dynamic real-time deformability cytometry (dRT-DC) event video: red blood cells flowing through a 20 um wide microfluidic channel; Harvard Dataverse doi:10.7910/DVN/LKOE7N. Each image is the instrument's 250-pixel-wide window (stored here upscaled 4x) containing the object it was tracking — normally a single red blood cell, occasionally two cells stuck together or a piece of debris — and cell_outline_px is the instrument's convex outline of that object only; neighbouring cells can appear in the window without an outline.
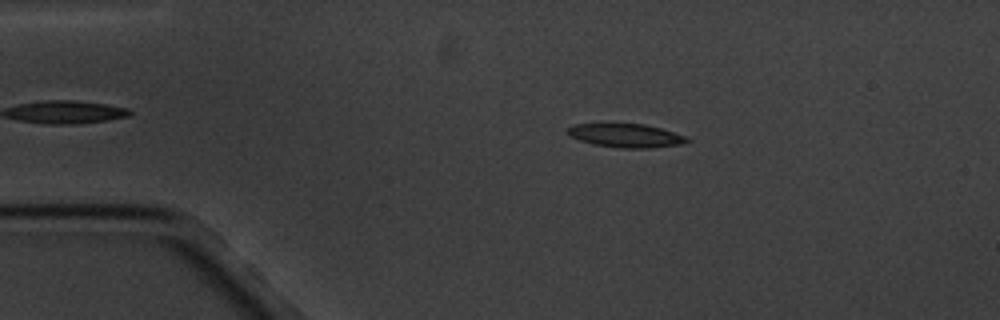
{"species": "common noctule bat (a hibernating species)", "species_latin": "Nyctalus noctula", "temperature_condition": "cold", "stored_images_in_passage": 16, "camera_frame_rate_fps": 3000, "um_per_image_px": 0.085, "animal": {"sex": "male", "body_mass_g": 20.1, "forearm_length_mm": 53.5}, "frame": {"image": 1, "passage_image": 3, "time_ms": 2.333, "image_size_px": [1000, 320], "cell_outline_px": [[692, 140], [680, 144], [652, 148], [624, 148], [592, 144], [580, 140], [564, 132], [572, 124], [608, 120], [644, 124], [660, 128], [688, 136]], "centroid_in_image_um": [53.13, 11.46], "position_along_channel_um": 31.9, "area_um2": 17.46}}
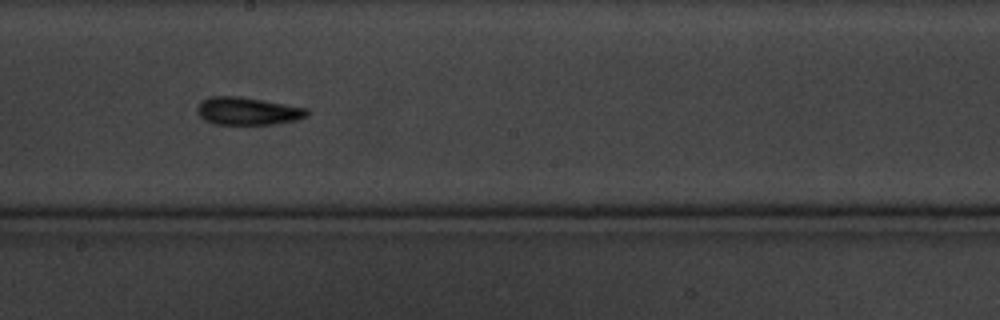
{"frame": {"image": 2, "passage_image": 9, "time_ms": 9.333, "image_size_px": [1000, 320], "cell_outline_px": [[308, 116], [296, 120], [272, 124], [216, 124], [208, 120], [200, 112], [200, 104], [204, 100], [212, 96], [240, 96], [308, 108]], "centroid_in_image_um": [21.16, 9.43], "position_along_channel_um": 227.0, "area_um2": 17.17}}
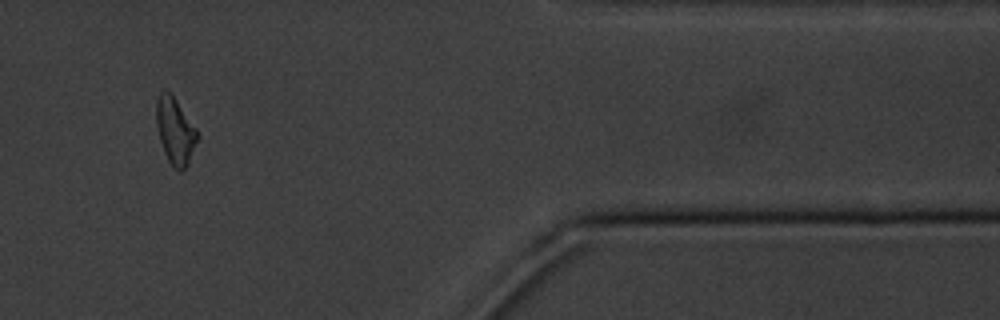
{"frame": {"image": 3, "passage_image": 14, "time_ms": 15.333, "image_size_px": [1000, 320], "cell_outline_px": [[200, 136], [188, 164], [180, 172], [168, 160], [164, 152], [160, 140], [156, 124], [156, 100], [160, 92], [164, 88], [176, 100], [196, 128]], "centroid_in_image_um": [14.89, 11.12], "position_along_channel_um": 396.5, "area_um2": 15.84}, "authors_computed_cell_mechanics": {"area_um2": 16.3285, "velocity_mm_per_s": 3.3696, "shape_relaxation_time_tau1_ms": 1.1348, "shape_relaxation_time_tau2_ms": 2.0452, "deformation_change_tau1": 0.1086, "deformation_change_tau2": 0.1147}}